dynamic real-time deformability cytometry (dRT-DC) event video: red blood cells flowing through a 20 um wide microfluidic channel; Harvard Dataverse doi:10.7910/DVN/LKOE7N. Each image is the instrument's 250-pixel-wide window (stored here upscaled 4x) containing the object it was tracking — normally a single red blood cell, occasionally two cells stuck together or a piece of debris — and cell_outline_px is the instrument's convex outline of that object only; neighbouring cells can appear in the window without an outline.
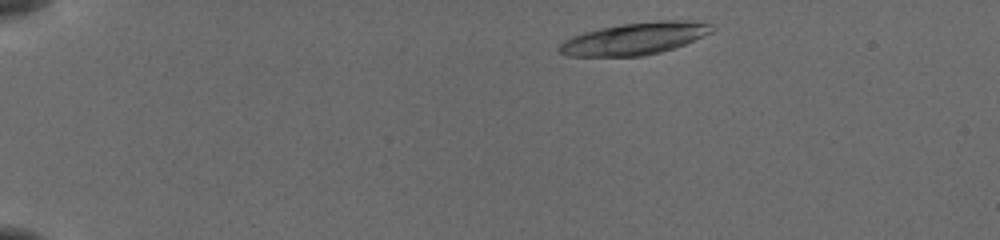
{"species": "common noctule bat (a hibernating species)", "species_latin": "Nyctalus noctula", "temperature_condition": "cold", "stored_images_in_passage": 45, "camera_frame_rate_fps": 3000, "um_per_image_px": 0.085, "animal": {"sex": "female", "body_mass_g": 19.5, "forearm_length_mm": 54.1}, "frame": {"image": 1, "passage_image": 1, "time_ms": 0.0, "image_size_px": [1000, 240], "cell_outline_px": [[716, 28], [712, 32], [684, 44], [660, 52], [644, 56], [564, 56], [560, 52], [560, 44], [564, 40], [572, 36], [584, 32], [600, 28], [620, 24], [660, 20], [688, 20], [712, 24]], "centroid_in_image_um": [53.96, 3.27], "position_along_channel_um": 31.0, "area_um2": 28.5}}